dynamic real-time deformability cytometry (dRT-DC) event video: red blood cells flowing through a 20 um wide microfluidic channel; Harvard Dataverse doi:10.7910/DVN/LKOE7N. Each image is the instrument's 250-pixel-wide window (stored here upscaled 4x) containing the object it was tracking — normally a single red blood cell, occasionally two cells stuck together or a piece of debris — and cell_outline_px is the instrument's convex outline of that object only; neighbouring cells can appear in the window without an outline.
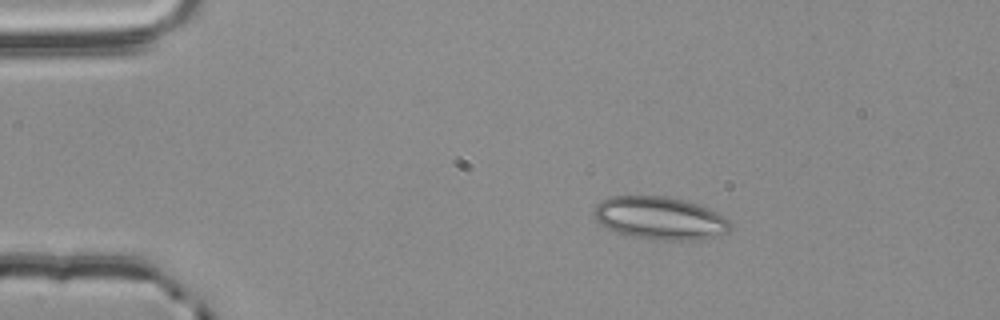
{"species": "common noctule bat (a hibernating species)", "species_latin": "Nyctalus noctula", "temperature_condition": "room temperature", "stored_images_in_passage": 47, "camera_frame_rate_fps": 3000, "um_per_image_px": 0.085, "animal": {"sex": "male", "body_mass_g": 20.4}, "frame": {"image": 1, "passage_image": 2, "time_ms": 0.333, "image_size_px": [1000, 320], "cell_outline_px": [[732, 228], [728, 232], [692, 240], [652, 240], [632, 236], [608, 228], [600, 224], [596, 220], [592, 212], [596, 204], [612, 196], [668, 196], [684, 200], [708, 208], [724, 216], [732, 224]], "centroid_in_image_um": [56.08, 18.53], "position_along_channel_um": 28.9, "area_um2": 33.81}}
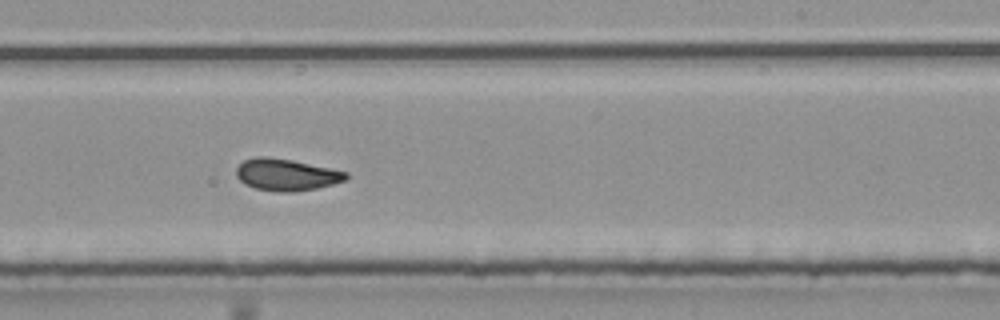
{"frame": {"image": 2, "passage_image": 26, "time_ms": 8.333, "image_size_px": [1000, 320], "cell_outline_px": [[348, 176], [344, 180], [332, 184], [316, 188], [296, 192], [280, 192], [256, 188], [244, 184], [236, 176], [236, 168], [244, 160], [256, 156], [264, 156], [292, 160], [348, 172]], "centroid_in_image_um": [24.31, 14.85], "position_along_channel_um": 264.7, "area_um2": 20.23}}
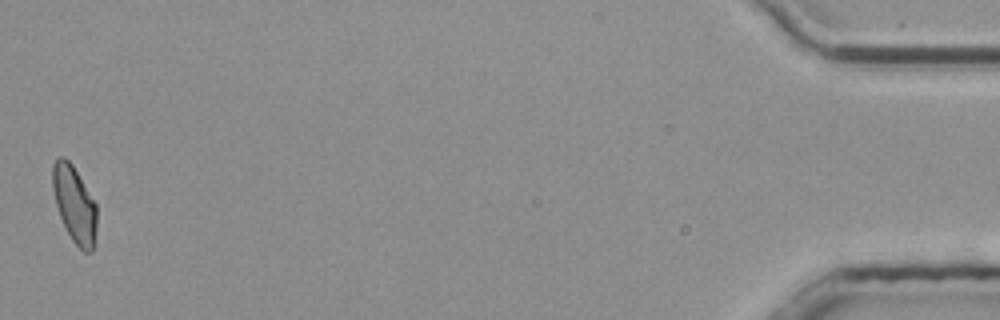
{"frame": {"image": 3, "passage_image": 47, "time_ms": 15.333, "image_size_px": [1000, 320], "cell_outline_px": [[96, 228], [92, 252], [84, 252], [72, 240], [60, 216], [56, 204], [52, 188], [52, 164], [60, 156], [64, 156], [72, 164], [96, 204]], "centroid_in_image_um": [6.31, 17.34], "position_along_channel_um": 428.9, "area_um2": 19.42}, "authors_computed_cell_mechanics": {"area_um2": 20.0566, "velocity_mm_per_s": 3.7694, "shape_relaxation_time_tau1_ms": 10.6355, "shape_relaxation_time_tau2_ms": 1.6116, "deformation_change_tau1": 0.1864, "deformation_change_tau2": 0.0761}}